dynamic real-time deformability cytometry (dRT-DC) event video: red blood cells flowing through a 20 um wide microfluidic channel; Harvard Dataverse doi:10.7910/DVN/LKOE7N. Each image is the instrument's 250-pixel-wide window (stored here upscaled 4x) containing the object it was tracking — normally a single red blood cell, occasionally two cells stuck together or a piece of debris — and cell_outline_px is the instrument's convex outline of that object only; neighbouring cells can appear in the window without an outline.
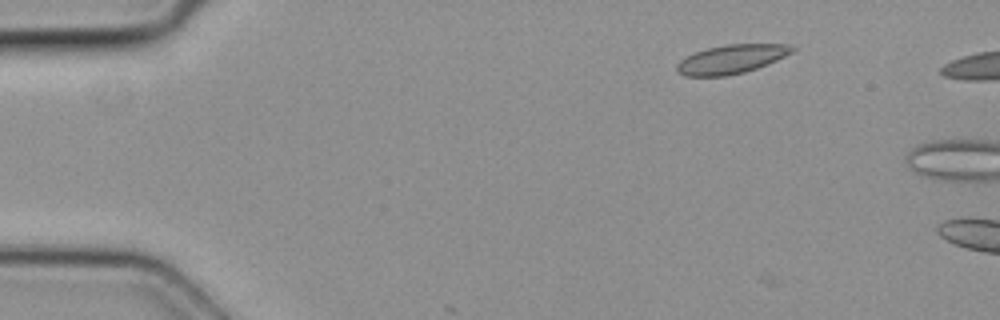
{"species": "common noctule bat (a hibernating species)", "species_latin": "Nyctalus noctula", "temperature_condition": "cold", "stored_images_in_passage": 5, "camera_frame_rate_fps": 3000, "um_per_image_px": 0.085, "animal": {"sex": "female", "body_mass_g": 19.3, "forearm_length_mm": 54.1}, "frame": {"image": 1, "passage_image": 3, "time_ms": 0.667, "image_size_px": [1000, 320], "cell_outline_px": [[796, 48], [792, 52], [768, 64], [744, 72], [728, 76], [684, 76], [676, 72], [676, 64], [680, 60], [696, 52], [708, 48], [724, 44], [788, 44]], "centroid_in_image_um": [62.14, 5.03], "position_along_channel_um": 22.9, "area_um2": 19.36}}